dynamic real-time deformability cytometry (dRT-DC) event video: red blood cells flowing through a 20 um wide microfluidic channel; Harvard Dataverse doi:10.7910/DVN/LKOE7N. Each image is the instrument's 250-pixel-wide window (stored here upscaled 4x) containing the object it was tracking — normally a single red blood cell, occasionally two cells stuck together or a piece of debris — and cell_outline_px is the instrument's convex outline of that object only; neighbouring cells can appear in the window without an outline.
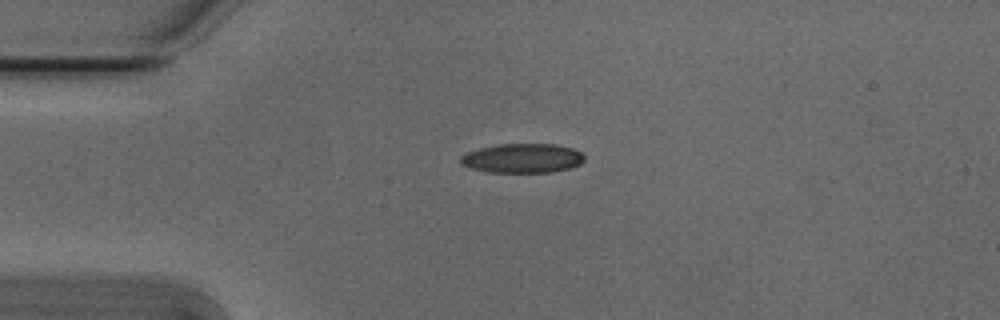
{"species": "Egyptian fruit bat (a non-hibernating species)", "species_latin": "Rousettus aegyptiacus", "temperature_condition": "cold", "stored_images_in_passage": 4, "camera_frame_rate_fps": 3000, "um_per_image_px": 0.085, "animal": {"sex": "male"}, "frame": {"image": 1, "passage_image": 1, "time_ms": 0.0, "image_size_px": [1000, 320], "cell_outline_px": [[584, 160], [580, 164], [568, 168], [552, 172], [488, 172], [468, 168], [460, 164], [460, 156], [468, 152], [480, 148], [500, 144], [556, 144], [572, 148], [580, 152], [584, 156]], "centroid_in_image_um": [44.38, 13.45], "position_along_channel_um": 40.6, "area_um2": 21.15}}
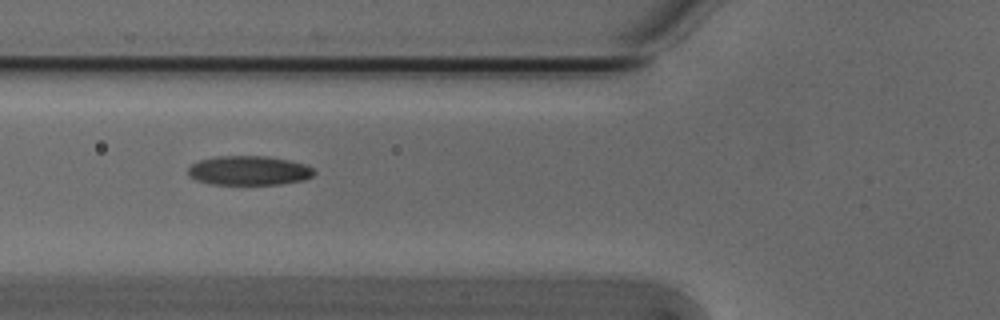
{"frame": {"image": 2, "passage_image": 3, "time_ms": 0.667, "image_size_px": [1000, 320], "cell_outline_px": [[316, 172], [312, 176], [304, 180], [280, 184], [212, 184], [196, 180], [188, 176], [188, 168], [192, 164], [200, 160], [216, 156], [268, 156], [288, 160], [304, 164], [312, 168]], "centroid_in_image_um": [21.15, 14.49], "position_along_channel_um": 104.7, "area_um2": 21.5}}